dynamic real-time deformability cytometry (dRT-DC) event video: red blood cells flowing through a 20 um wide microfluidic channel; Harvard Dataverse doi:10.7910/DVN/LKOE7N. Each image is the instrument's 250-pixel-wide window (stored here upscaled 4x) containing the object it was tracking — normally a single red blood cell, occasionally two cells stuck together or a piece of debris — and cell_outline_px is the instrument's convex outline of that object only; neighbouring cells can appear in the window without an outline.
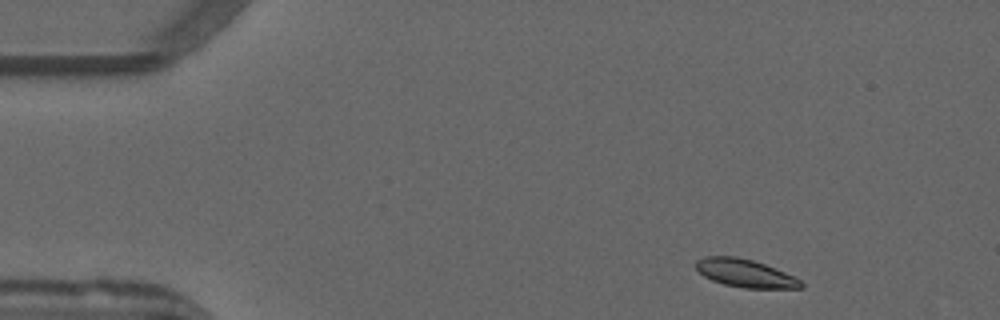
{"species": "common noctule bat (a hibernating species)", "species_latin": "Nyctalus noctula", "temperature_condition": "warm", "stored_images_in_passage": 48, "camera_frame_rate_fps": 3000, "um_per_image_px": 0.085, "animal": {"sex": "male", "forearm_length_mm": 52.5}, "frame": {"image": 1, "passage_image": 2, "time_ms": 0.333, "image_size_px": [1000, 320], "cell_outline_px": [[804, 288], [744, 288], [724, 284], [712, 280], [704, 276], [696, 268], [696, 260], [704, 256], [736, 256], [752, 260], [764, 264], [784, 272], [800, 280], [804, 284]], "centroid_in_image_um": [63.32, 23.22], "position_along_channel_um": 21.7, "area_um2": 16.99}}
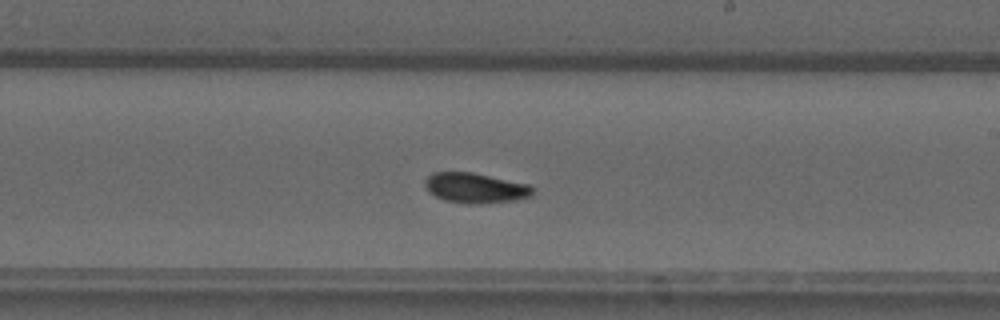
{"frame": {"image": 2, "passage_image": 26, "time_ms": 8.333, "image_size_px": [1000, 320], "cell_outline_px": [[532, 196], [516, 200], [480, 204], [468, 204], [444, 200], [428, 192], [424, 188], [424, 180], [432, 172], [472, 172], [528, 184], [532, 188]], "centroid_in_image_um": [40.36, 15.98], "position_along_channel_um": 248.6, "area_um2": 19.02}}
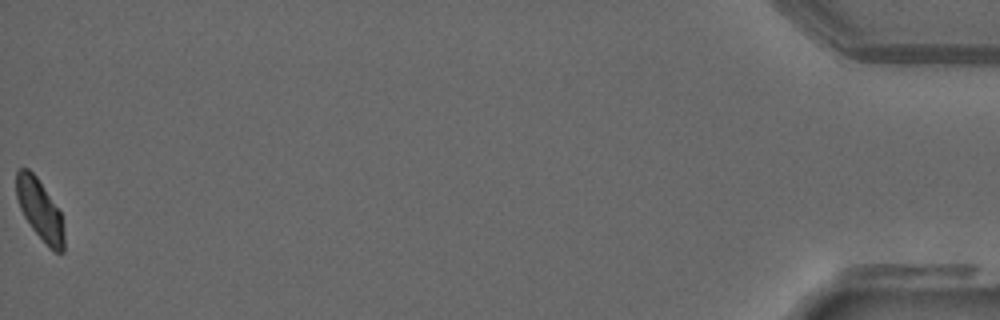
{"frame": {"image": 3, "passage_image": 48, "time_ms": 15.667, "image_size_px": [1000, 320], "cell_outline_px": [[64, 252], [56, 252], [32, 228], [24, 216], [20, 208], [16, 196], [16, 172], [20, 168], [28, 168], [36, 176], [60, 212], [64, 232]], "centroid_in_image_um": [3.37, 17.79], "position_along_channel_um": 431.8, "area_um2": 16.36}, "authors_computed_cell_mechanics": {"area_um2": 17.8313, "velocity_mm_per_s": 3.9012, "shape_relaxation_time_tau1_ms": 4.7223, "shape_relaxation_time_tau2_ms": 8.4882, "deformation_change_tau1": 0.1385, "deformation_change_tau2": 0.1297}}